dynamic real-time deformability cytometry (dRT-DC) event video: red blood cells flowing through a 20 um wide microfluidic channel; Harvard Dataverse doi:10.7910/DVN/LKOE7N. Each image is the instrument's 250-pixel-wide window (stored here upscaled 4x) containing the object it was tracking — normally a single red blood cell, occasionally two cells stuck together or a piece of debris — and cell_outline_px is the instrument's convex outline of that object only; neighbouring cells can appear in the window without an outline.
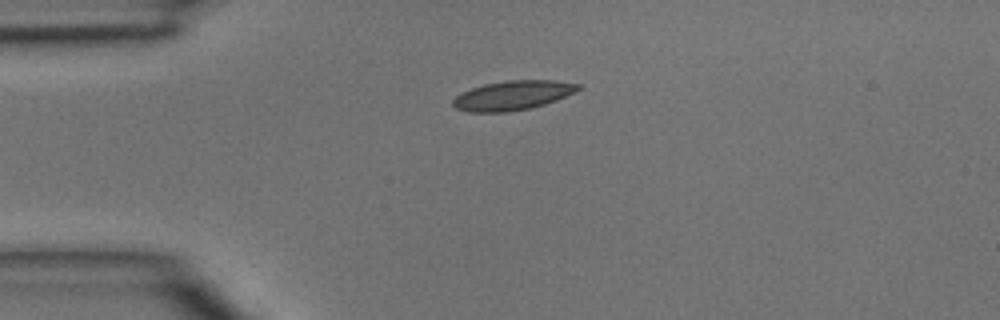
{"species": "common noctule bat (a hibernating species)", "species_latin": "Nyctalus noctula", "temperature_condition": "room temperature", "stored_images_in_passage": 1, "camera_frame_rate_fps": 3000, "um_per_image_px": 0.085, "animal": {"sex": "male", "body_mass_g": 15.6}, "frame": {"image": 1, "passage_image": 1, "time_ms": 0.0, "image_size_px": [1000, 320], "cell_outline_px": [[580, 88], [556, 100], [532, 108], [504, 112], [468, 112], [456, 108], [452, 104], [452, 100], [456, 96], [472, 88], [484, 84], [508, 80], [556, 80], [580, 84]], "centroid_in_image_um": [43.56, 8.11], "position_along_channel_um": 41.4, "area_um2": 21.21}}